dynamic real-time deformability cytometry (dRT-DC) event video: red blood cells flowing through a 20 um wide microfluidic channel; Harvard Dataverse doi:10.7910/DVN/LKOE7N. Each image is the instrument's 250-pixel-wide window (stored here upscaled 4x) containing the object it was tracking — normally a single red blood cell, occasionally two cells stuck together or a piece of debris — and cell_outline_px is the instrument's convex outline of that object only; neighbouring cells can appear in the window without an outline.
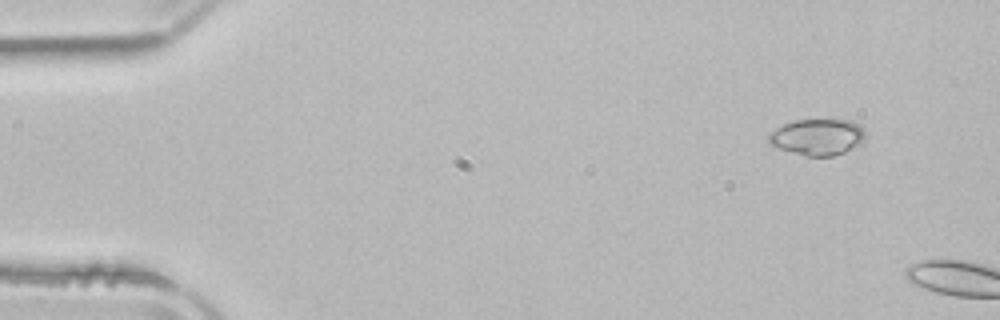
{"species": "common noctule bat (a hibernating species)", "species_latin": "Nyctalus noctula", "temperature_condition": "room temperature", "stored_images_in_passage": 11, "camera_frame_rate_fps": 3000, "um_per_image_px": 0.085, "animal": {"sex": "male", "body_mass_g": 21.5, "forearm_length_mm": 52.0}, "frame": {"image": 1, "passage_image": 1, "time_ms": 0.0, "image_size_px": [1000, 320], "cell_outline_px": [[864, 144], [844, 152], [832, 156], [808, 156], [780, 148], [772, 144], [768, 140], [768, 132], [784, 124], [796, 120], [852, 120], [860, 124], [864, 128]], "centroid_in_image_um": [69.54, 11.63], "position_along_channel_um": 15.5, "area_um2": 20.46}}